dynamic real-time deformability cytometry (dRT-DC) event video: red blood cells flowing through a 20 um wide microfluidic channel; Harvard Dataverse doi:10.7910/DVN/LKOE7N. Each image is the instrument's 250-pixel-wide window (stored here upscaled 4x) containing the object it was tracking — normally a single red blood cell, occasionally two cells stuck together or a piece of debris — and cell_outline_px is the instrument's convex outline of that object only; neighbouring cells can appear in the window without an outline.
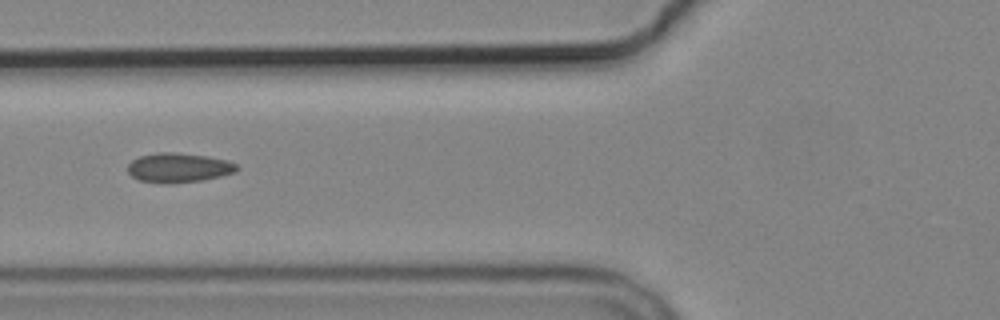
{"species": "common noctule bat (a hibernating species)", "species_latin": "Nyctalus noctula", "temperature_condition": "cold", "stored_images_in_passage": 9, "camera_frame_rate_fps": 3000, "um_per_image_px": 0.085, "animal": {"sex": "male", "body_mass_g": 19.2, "forearm_length_mm": 51.8}, "frame": {"image": 1, "passage_image": 6, "time_ms": 5.667, "image_size_px": [1000, 320], "cell_outline_px": [[240, 168], [236, 172], [220, 176], [200, 180], [140, 180], [132, 176], [128, 172], [128, 164], [132, 160], [140, 156], [156, 152], [172, 152], [208, 156], [228, 160], [236, 164]], "centroid_in_image_um": [15.23, 14.19], "position_along_channel_um": 110.6, "area_um2": 17.86}}
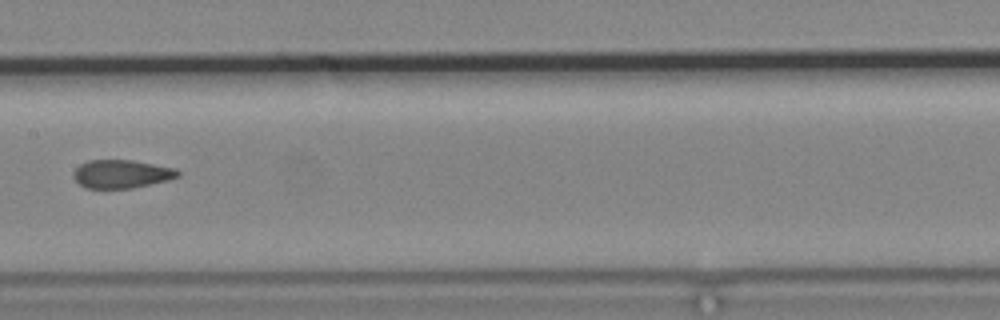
{"frame": {"image": 2, "passage_image": 8, "time_ms": 8.0, "image_size_px": [1000, 320], "cell_outline_px": [[180, 176], [168, 180], [132, 188], [88, 188], [80, 184], [72, 176], [72, 172], [80, 164], [88, 160], [132, 160], [176, 168], [180, 172]], "centroid_in_image_um": [10.33, 14.78], "position_along_channel_um": 197.1, "area_um2": 17.22}}
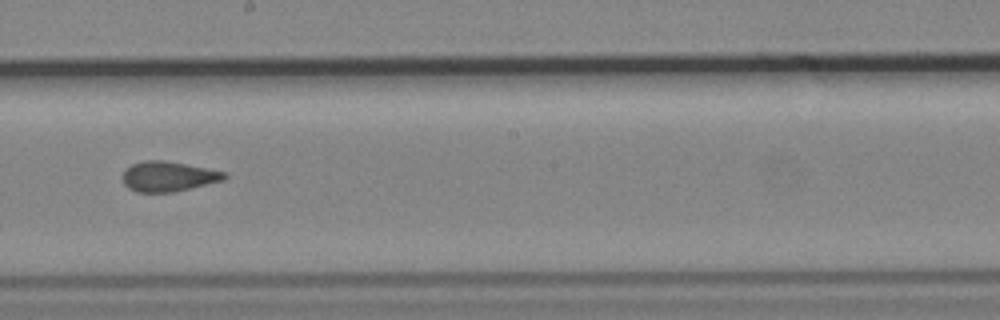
{"frame": {"image": 3, "passage_image": 9, "time_ms": 9.0, "image_size_px": [1000, 320], "cell_outline_px": [[228, 176], [224, 180], [172, 192], [136, 192], [128, 188], [124, 184], [124, 172], [132, 164], [144, 160], [168, 160], [228, 172]], "centroid_in_image_um": [14.34, 14.98], "position_along_channel_um": 233.9, "area_um2": 17.86}}